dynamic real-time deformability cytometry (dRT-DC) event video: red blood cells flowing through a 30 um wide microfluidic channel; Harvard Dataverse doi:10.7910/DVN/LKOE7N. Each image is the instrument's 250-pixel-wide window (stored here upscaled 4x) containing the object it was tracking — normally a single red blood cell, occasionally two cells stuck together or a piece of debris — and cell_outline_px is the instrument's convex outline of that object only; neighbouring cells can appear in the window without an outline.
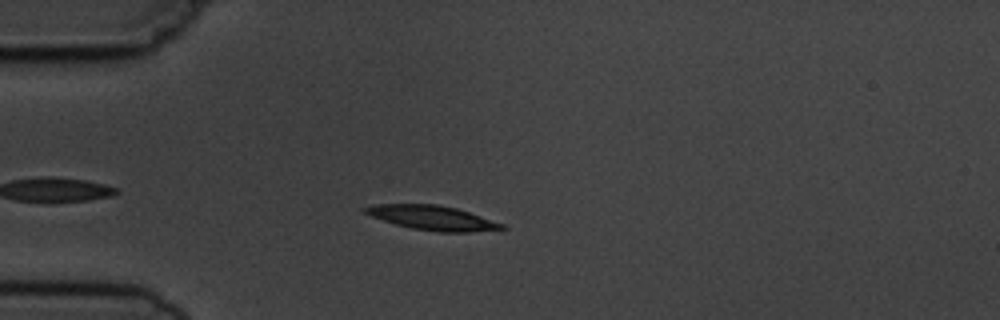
{"species": "common noctule bat (a hibernating species)", "species_latin": "Nyctalus noctula", "temperature_condition": "cold", "stored_images_in_passage": 3, "camera_frame_rate_fps": 3000, "um_per_image_px": 0.085, "animal": {"sex": "male", "body_mass_g": 19.5, "forearm_length_mm": 54.6}, "frame": {"image": 1, "passage_image": 3, "time_ms": 3.333, "image_size_px": [1000, 320], "cell_outline_px": [[508, 228], [468, 232], [440, 232], [412, 228], [396, 224], [372, 216], [364, 212], [360, 208], [376, 204], [440, 204], [456, 208], [504, 224]], "centroid_in_image_um": [36.74, 18.5], "position_along_channel_um": 48.3, "area_um2": 19.25}}